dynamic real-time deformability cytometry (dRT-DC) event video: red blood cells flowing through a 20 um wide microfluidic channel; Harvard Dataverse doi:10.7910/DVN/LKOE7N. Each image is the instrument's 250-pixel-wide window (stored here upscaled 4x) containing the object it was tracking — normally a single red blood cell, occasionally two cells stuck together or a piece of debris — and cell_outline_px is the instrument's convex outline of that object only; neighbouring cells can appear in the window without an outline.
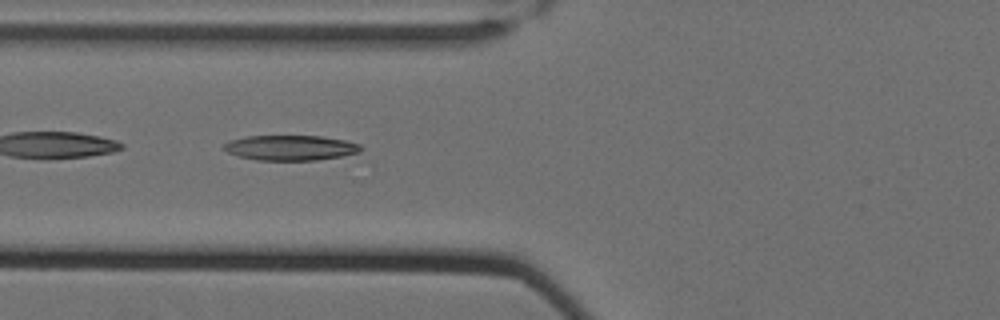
{"species": "Egyptian fruit bat (a non-hibernating species)", "species_latin": "Rousettus aegyptiacus", "temperature_condition": "cold", "stored_images_in_passage": 48, "camera_frame_rate_fps": 3000, "um_per_image_px": 0.085, "animal": {"sex": "female"}, "frame": {"image": 1, "passage_image": 14, "time_ms": 4.333, "image_size_px": [1000, 320], "cell_outline_px": [[364, 148], [360, 152], [340, 156], [316, 160], [256, 160], [240, 156], [228, 152], [220, 148], [228, 140], [248, 136], [320, 136], [344, 140], [360, 144]], "centroid_in_image_um": [24.68, 12.55], "position_along_channel_um": 101.1, "area_um2": 20.06}}
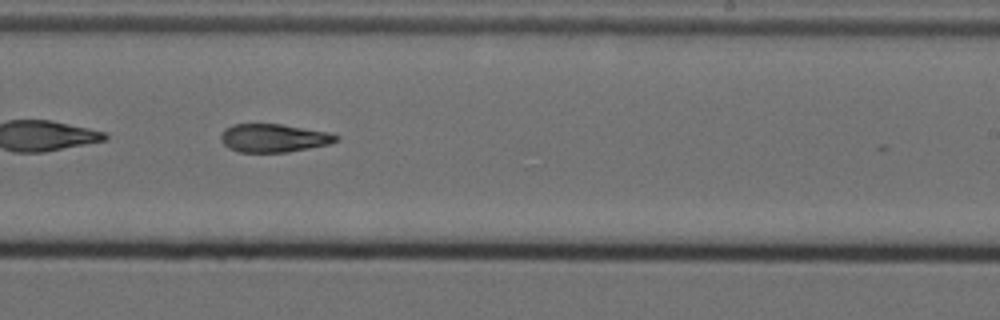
{"frame": {"image": 2, "passage_image": 28, "time_ms": 9.0, "image_size_px": [1000, 320], "cell_outline_px": [[336, 140], [328, 144], [288, 152], [236, 152], [228, 148], [220, 140], [220, 136], [224, 128], [232, 124], [280, 124], [328, 132], [336, 136]], "centroid_in_image_um": [23.17, 11.73], "position_along_channel_um": 265.8, "area_um2": 18.84}}
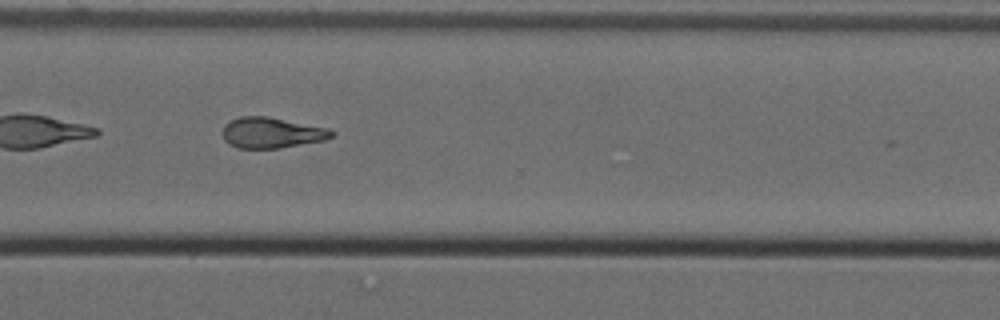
{"frame": {"image": 3, "passage_image": 35, "time_ms": 11.333, "image_size_px": [1000, 320], "cell_outline_px": [[336, 136], [324, 140], [280, 148], [236, 148], [228, 144], [224, 140], [224, 124], [240, 116], [264, 116], [328, 128], [336, 132]], "centroid_in_image_um": [23.11, 11.29], "position_along_channel_um": 347.5, "area_um2": 19.42}, "authors_computed_cell_mechanics": {"area_um2": 19.6231, "velocity_mm_per_s": 3.5074, "shape_relaxation_time_tau1_ms": null, "shape_relaxation_time_tau2_ms": 8.2315, "deformation_change_tau1": null, "deformation_change_tau2": 0.1938}}